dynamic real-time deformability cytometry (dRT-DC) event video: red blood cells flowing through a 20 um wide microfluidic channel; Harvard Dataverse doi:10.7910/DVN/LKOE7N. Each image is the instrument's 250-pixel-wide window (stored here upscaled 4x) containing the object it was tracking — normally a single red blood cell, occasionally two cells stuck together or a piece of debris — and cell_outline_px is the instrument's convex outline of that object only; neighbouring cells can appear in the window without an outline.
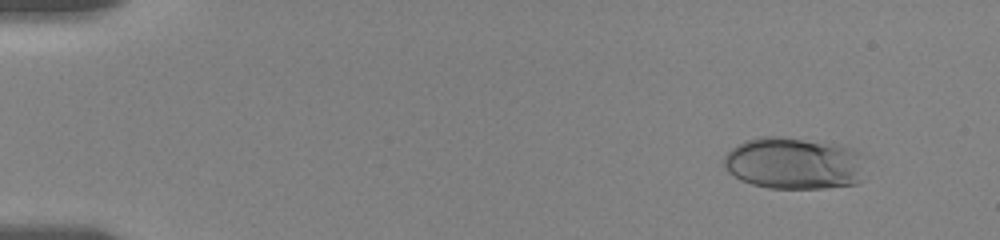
{"species": "human", "species_latin": "Homo sapiens", "temperature_condition": "room temperature", "stored_images_in_passage": 52, "camera_frame_rate_fps": 3000, "um_per_image_px": 0.085, "donor": {"sex": "female"}, "frame": {"image": 1, "passage_image": 1, "time_ms": 0.0, "image_size_px": [1000, 240], "cell_outline_px": [[860, 180], [856, 184], [824, 188], [768, 188], [752, 184], [740, 180], [728, 172], [724, 164], [724, 156], [732, 148], [744, 140], [760, 136], [776, 136], [840, 144], [852, 148], [860, 152]], "centroid_in_image_um": [67.43, 13.87], "position_along_channel_um": 17.6, "area_um2": 42.71}}
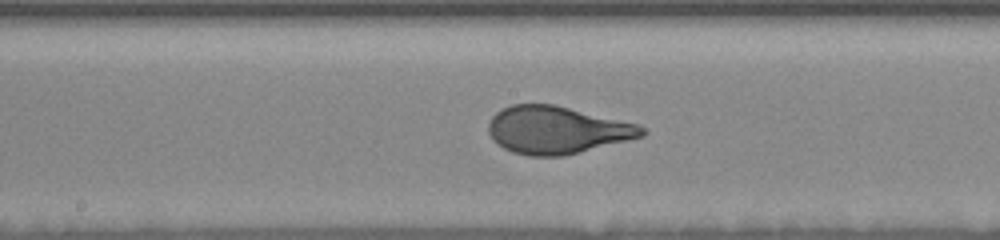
{"frame": {"image": 2, "passage_image": 26, "time_ms": 8.333, "image_size_px": [1000, 240], "cell_outline_px": [[648, 132], [644, 136], [564, 156], [528, 156], [512, 152], [504, 148], [492, 140], [488, 132], [488, 124], [492, 116], [500, 108], [512, 104], [552, 104], [640, 124]], "centroid_in_image_um": [47.32, 11.05], "position_along_channel_um": 200.9, "area_um2": 42.66}}
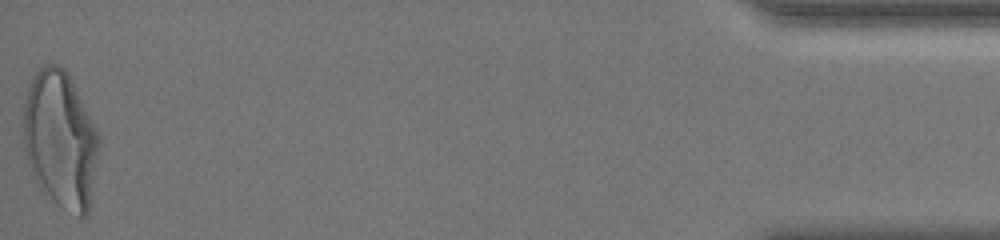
{"frame": {"image": 3, "passage_image": 52, "time_ms": 17.0, "image_size_px": [1000, 240], "cell_outline_px": [[100, 148], [88, 212], [84, 216], [80, 216], [56, 204], [40, 188], [32, 172], [28, 160], [24, 144], [24, 104], [28, 84], [32, 76], [44, 64], [60, 64], [68, 72], [100, 132]], "centroid_in_image_um": [5.16, 11.81], "position_along_channel_um": 430.0, "area_um2": 60.69}, "authors_computed_cell_mechanics": {"area_um2": 42.5986, "velocity_mm_per_s": 3.609, "shape_relaxation_time_tau1_ms": 5.2477, "shape_relaxation_time_tau2_ms": null, "deformation_change_tau1": 0.2122, "deformation_change_tau2": null}}